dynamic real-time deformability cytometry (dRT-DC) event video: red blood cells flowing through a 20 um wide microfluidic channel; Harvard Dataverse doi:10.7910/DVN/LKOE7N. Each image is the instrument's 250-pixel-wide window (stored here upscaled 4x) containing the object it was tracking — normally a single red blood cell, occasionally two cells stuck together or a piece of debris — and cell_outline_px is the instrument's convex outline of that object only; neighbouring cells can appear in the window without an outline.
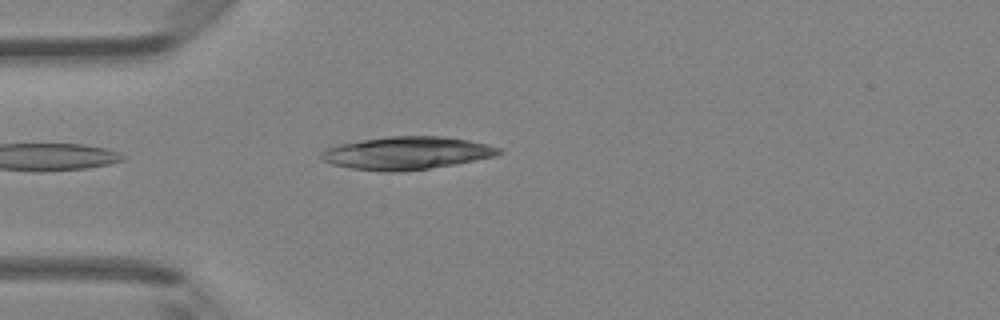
{"species": "Egyptian fruit bat (a non-hibernating species)", "species_latin": "Rousettus aegyptiacus", "temperature_condition": "room temperature", "stored_images_in_passage": 2, "camera_frame_rate_fps": 3000, "um_per_image_px": 0.085, "animal": {"sex": "female"}, "frame": {"image": 1, "passage_image": 2, "time_ms": 0.333, "image_size_px": [1000, 320], "cell_outline_px": [[504, 152], [496, 156], [476, 160], [428, 168], [400, 172], [384, 172], [352, 168], [332, 164], [320, 160], [320, 152], [324, 148], [340, 144], [388, 136], [444, 136], [468, 140], [500, 148]], "centroid_in_image_um": [34.54, 13.01], "position_along_channel_um": 50.5, "area_um2": 33.87}}